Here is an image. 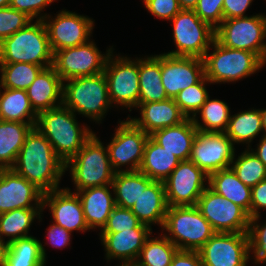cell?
I'll use <instances>...</instances> for the list:
<instances>
[{
  "instance_id": "cell-42",
  "label": "cell",
  "mask_w": 266,
  "mask_h": 266,
  "mask_svg": "<svg viewBox=\"0 0 266 266\" xmlns=\"http://www.w3.org/2000/svg\"><path fill=\"white\" fill-rule=\"evenodd\" d=\"M31 21L25 13L14 8H0V42L25 28Z\"/></svg>"
},
{
  "instance_id": "cell-30",
  "label": "cell",
  "mask_w": 266,
  "mask_h": 266,
  "mask_svg": "<svg viewBox=\"0 0 266 266\" xmlns=\"http://www.w3.org/2000/svg\"><path fill=\"white\" fill-rule=\"evenodd\" d=\"M36 124L0 120V169L11 168L27 134Z\"/></svg>"
},
{
  "instance_id": "cell-58",
  "label": "cell",
  "mask_w": 266,
  "mask_h": 266,
  "mask_svg": "<svg viewBox=\"0 0 266 266\" xmlns=\"http://www.w3.org/2000/svg\"><path fill=\"white\" fill-rule=\"evenodd\" d=\"M144 1V5L149 1V0H143Z\"/></svg>"
},
{
  "instance_id": "cell-20",
  "label": "cell",
  "mask_w": 266,
  "mask_h": 266,
  "mask_svg": "<svg viewBox=\"0 0 266 266\" xmlns=\"http://www.w3.org/2000/svg\"><path fill=\"white\" fill-rule=\"evenodd\" d=\"M71 189H57L43 193V209L49 207L53 222L69 232L90 230L84 217L83 208L78 195Z\"/></svg>"
},
{
  "instance_id": "cell-49",
  "label": "cell",
  "mask_w": 266,
  "mask_h": 266,
  "mask_svg": "<svg viewBox=\"0 0 266 266\" xmlns=\"http://www.w3.org/2000/svg\"><path fill=\"white\" fill-rule=\"evenodd\" d=\"M170 266H203L199 251L177 250Z\"/></svg>"
},
{
  "instance_id": "cell-28",
  "label": "cell",
  "mask_w": 266,
  "mask_h": 266,
  "mask_svg": "<svg viewBox=\"0 0 266 266\" xmlns=\"http://www.w3.org/2000/svg\"><path fill=\"white\" fill-rule=\"evenodd\" d=\"M179 163L176 155L165 150L149 136L139 171L154 181L163 182Z\"/></svg>"
},
{
  "instance_id": "cell-24",
  "label": "cell",
  "mask_w": 266,
  "mask_h": 266,
  "mask_svg": "<svg viewBox=\"0 0 266 266\" xmlns=\"http://www.w3.org/2000/svg\"><path fill=\"white\" fill-rule=\"evenodd\" d=\"M110 187H112V184L75 192L81 201L85 221L89 229L99 227L102 230L115 208V198L111 195Z\"/></svg>"
},
{
  "instance_id": "cell-57",
  "label": "cell",
  "mask_w": 266,
  "mask_h": 266,
  "mask_svg": "<svg viewBox=\"0 0 266 266\" xmlns=\"http://www.w3.org/2000/svg\"><path fill=\"white\" fill-rule=\"evenodd\" d=\"M264 20V29H265V37H266V15H262Z\"/></svg>"
},
{
  "instance_id": "cell-36",
  "label": "cell",
  "mask_w": 266,
  "mask_h": 266,
  "mask_svg": "<svg viewBox=\"0 0 266 266\" xmlns=\"http://www.w3.org/2000/svg\"><path fill=\"white\" fill-rule=\"evenodd\" d=\"M200 113L202 123L196 117H193L195 127L201 132H225L230 120V108L224 101L219 99L207 98L206 102L202 105L201 109L197 112Z\"/></svg>"
},
{
  "instance_id": "cell-9",
  "label": "cell",
  "mask_w": 266,
  "mask_h": 266,
  "mask_svg": "<svg viewBox=\"0 0 266 266\" xmlns=\"http://www.w3.org/2000/svg\"><path fill=\"white\" fill-rule=\"evenodd\" d=\"M215 39L228 48L251 51L266 63L262 14L224 19L215 29Z\"/></svg>"
},
{
  "instance_id": "cell-10",
  "label": "cell",
  "mask_w": 266,
  "mask_h": 266,
  "mask_svg": "<svg viewBox=\"0 0 266 266\" xmlns=\"http://www.w3.org/2000/svg\"><path fill=\"white\" fill-rule=\"evenodd\" d=\"M113 51L109 54L104 75L108 84V94L111 105L119 104L126 108L138 106L139 98V59L135 61L126 56H116L114 59Z\"/></svg>"
},
{
  "instance_id": "cell-48",
  "label": "cell",
  "mask_w": 266,
  "mask_h": 266,
  "mask_svg": "<svg viewBox=\"0 0 266 266\" xmlns=\"http://www.w3.org/2000/svg\"><path fill=\"white\" fill-rule=\"evenodd\" d=\"M253 0H224L223 16L224 19L245 17V12L250 7Z\"/></svg>"
},
{
  "instance_id": "cell-56",
  "label": "cell",
  "mask_w": 266,
  "mask_h": 266,
  "mask_svg": "<svg viewBox=\"0 0 266 266\" xmlns=\"http://www.w3.org/2000/svg\"><path fill=\"white\" fill-rule=\"evenodd\" d=\"M120 266H143L140 263H138L137 261H133L124 265H120Z\"/></svg>"
},
{
  "instance_id": "cell-37",
  "label": "cell",
  "mask_w": 266,
  "mask_h": 266,
  "mask_svg": "<svg viewBox=\"0 0 266 266\" xmlns=\"http://www.w3.org/2000/svg\"><path fill=\"white\" fill-rule=\"evenodd\" d=\"M44 67L24 63H0V87L27 90Z\"/></svg>"
},
{
  "instance_id": "cell-33",
  "label": "cell",
  "mask_w": 266,
  "mask_h": 266,
  "mask_svg": "<svg viewBox=\"0 0 266 266\" xmlns=\"http://www.w3.org/2000/svg\"><path fill=\"white\" fill-rule=\"evenodd\" d=\"M45 251L36 237L19 238L9 243L4 266H45Z\"/></svg>"
},
{
  "instance_id": "cell-39",
  "label": "cell",
  "mask_w": 266,
  "mask_h": 266,
  "mask_svg": "<svg viewBox=\"0 0 266 266\" xmlns=\"http://www.w3.org/2000/svg\"><path fill=\"white\" fill-rule=\"evenodd\" d=\"M234 160L235 154L230 167L245 185L252 188L260 181L266 179V166L250 148L241 153L235 162Z\"/></svg>"
},
{
  "instance_id": "cell-32",
  "label": "cell",
  "mask_w": 266,
  "mask_h": 266,
  "mask_svg": "<svg viewBox=\"0 0 266 266\" xmlns=\"http://www.w3.org/2000/svg\"><path fill=\"white\" fill-rule=\"evenodd\" d=\"M3 89L4 92H0V120L36 124L38 114L31 106L27 91Z\"/></svg>"
},
{
  "instance_id": "cell-51",
  "label": "cell",
  "mask_w": 266,
  "mask_h": 266,
  "mask_svg": "<svg viewBox=\"0 0 266 266\" xmlns=\"http://www.w3.org/2000/svg\"><path fill=\"white\" fill-rule=\"evenodd\" d=\"M251 151L260 159V161L266 166V136L263 135L257 146V149Z\"/></svg>"
},
{
  "instance_id": "cell-16",
  "label": "cell",
  "mask_w": 266,
  "mask_h": 266,
  "mask_svg": "<svg viewBox=\"0 0 266 266\" xmlns=\"http://www.w3.org/2000/svg\"><path fill=\"white\" fill-rule=\"evenodd\" d=\"M44 15L42 21L53 54L58 50L78 46L90 40L94 25L91 18L66 10L60 11L53 19L47 14Z\"/></svg>"
},
{
  "instance_id": "cell-34",
  "label": "cell",
  "mask_w": 266,
  "mask_h": 266,
  "mask_svg": "<svg viewBox=\"0 0 266 266\" xmlns=\"http://www.w3.org/2000/svg\"><path fill=\"white\" fill-rule=\"evenodd\" d=\"M260 132H263L260 109H251L230 115L225 134L235 143H250Z\"/></svg>"
},
{
  "instance_id": "cell-11",
  "label": "cell",
  "mask_w": 266,
  "mask_h": 266,
  "mask_svg": "<svg viewBox=\"0 0 266 266\" xmlns=\"http://www.w3.org/2000/svg\"><path fill=\"white\" fill-rule=\"evenodd\" d=\"M107 50L106 55L93 41L58 50L53 54V67L64 81L77 77L94 76L104 72L106 60L112 51Z\"/></svg>"
},
{
  "instance_id": "cell-8",
  "label": "cell",
  "mask_w": 266,
  "mask_h": 266,
  "mask_svg": "<svg viewBox=\"0 0 266 266\" xmlns=\"http://www.w3.org/2000/svg\"><path fill=\"white\" fill-rule=\"evenodd\" d=\"M171 21L177 50L164 54L203 58L215 40V29L193 10H181Z\"/></svg>"
},
{
  "instance_id": "cell-1",
  "label": "cell",
  "mask_w": 266,
  "mask_h": 266,
  "mask_svg": "<svg viewBox=\"0 0 266 266\" xmlns=\"http://www.w3.org/2000/svg\"><path fill=\"white\" fill-rule=\"evenodd\" d=\"M66 163L56 154L48 139L33 127L11 169L43 193L59 189Z\"/></svg>"
},
{
  "instance_id": "cell-41",
  "label": "cell",
  "mask_w": 266,
  "mask_h": 266,
  "mask_svg": "<svg viewBox=\"0 0 266 266\" xmlns=\"http://www.w3.org/2000/svg\"><path fill=\"white\" fill-rule=\"evenodd\" d=\"M133 228H150L142 224L129 208L115 206L101 232H120Z\"/></svg>"
},
{
  "instance_id": "cell-55",
  "label": "cell",
  "mask_w": 266,
  "mask_h": 266,
  "mask_svg": "<svg viewBox=\"0 0 266 266\" xmlns=\"http://www.w3.org/2000/svg\"><path fill=\"white\" fill-rule=\"evenodd\" d=\"M11 0H0V8L10 7Z\"/></svg>"
},
{
  "instance_id": "cell-29",
  "label": "cell",
  "mask_w": 266,
  "mask_h": 266,
  "mask_svg": "<svg viewBox=\"0 0 266 266\" xmlns=\"http://www.w3.org/2000/svg\"><path fill=\"white\" fill-rule=\"evenodd\" d=\"M138 103L168 99L161 81V54L139 59Z\"/></svg>"
},
{
  "instance_id": "cell-46",
  "label": "cell",
  "mask_w": 266,
  "mask_h": 266,
  "mask_svg": "<svg viewBox=\"0 0 266 266\" xmlns=\"http://www.w3.org/2000/svg\"><path fill=\"white\" fill-rule=\"evenodd\" d=\"M55 0H11L10 7L25 13L32 20H42L45 15H39L43 9Z\"/></svg>"
},
{
  "instance_id": "cell-38",
  "label": "cell",
  "mask_w": 266,
  "mask_h": 266,
  "mask_svg": "<svg viewBox=\"0 0 266 266\" xmlns=\"http://www.w3.org/2000/svg\"><path fill=\"white\" fill-rule=\"evenodd\" d=\"M178 248L163 234L160 238H147L137 262L143 266H170Z\"/></svg>"
},
{
  "instance_id": "cell-5",
  "label": "cell",
  "mask_w": 266,
  "mask_h": 266,
  "mask_svg": "<svg viewBox=\"0 0 266 266\" xmlns=\"http://www.w3.org/2000/svg\"><path fill=\"white\" fill-rule=\"evenodd\" d=\"M162 229L179 250L188 251H199L216 233L196 206H168Z\"/></svg>"
},
{
  "instance_id": "cell-3",
  "label": "cell",
  "mask_w": 266,
  "mask_h": 266,
  "mask_svg": "<svg viewBox=\"0 0 266 266\" xmlns=\"http://www.w3.org/2000/svg\"><path fill=\"white\" fill-rule=\"evenodd\" d=\"M17 62L44 68L53 66V52L42 20L30 22L25 28L0 42V63Z\"/></svg>"
},
{
  "instance_id": "cell-12",
  "label": "cell",
  "mask_w": 266,
  "mask_h": 266,
  "mask_svg": "<svg viewBox=\"0 0 266 266\" xmlns=\"http://www.w3.org/2000/svg\"><path fill=\"white\" fill-rule=\"evenodd\" d=\"M196 207L215 232H247L250 217L239 205L213 191L209 186L199 197Z\"/></svg>"
},
{
  "instance_id": "cell-53",
  "label": "cell",
  "mask_w": 266,
  "mask_h": 266,
  "mask_svg": "<svg viewBox=\"0 0 266 266\" xmlns=\"http://www.w3.org/2000/svg\"><path fill=\"white\" fill-rule=\"evenodd\" d=\"M178 2L182 10H194L198 0H178Z\"/></svg>"
},
{
  "instance_id": "cell-22",
  "label": "cell",
  "mask_w": 266,
  "mask_h": 266,
  "mask_svg": "<svg viewBox=\"0 0 266 266\" xmlns=\"http://www.w3.org/2000/svg\"><path fill=\"white\" fill-rule=\"evenodd\" d=\"M137 108H140L141 118H131L130 120L148 135L156 130L180 124L187 118L173 98L138 103Z\"/></svg>"
},
{
  "instance_id": "cell-40",
  "label": "cell",
  "mask_w": 266,
  "mask_h": 266,
  "mask_svg": "<svg viewBox=\"0 0 266 266\" xmlns=\"http://www.w3.org/2000/svg\"><path fill=\"white\" fill-rule=\"evenodd\" d=\"M207 82L209 83L204 76L198 83L183 89L174 97L175 103L187 118L196 117L197 112L209 97L205 87Z\"/></svg>"
},
{
  "instance_id": "cell-54",
  "label": "cell",
  "mask_w": 266,
  "mask_h": 266,
  "mask_svg": "<svg viewBox=\"0 0 266 266\" xmlns=\"http://www.w3.org/2000/svg\"><path fill=\"white\" fill-rule=\"evenodd\" d=\"M260 115H261V122H262V129L264 131L266 136V109H260Z\"/></svg>"
},
{
  "instance_id": "cell-35",
  "label": "cell",
  "mask_w": 266,
  "mask_h": 266,
  "mask_svg": "<svg viewBox=\"0 0 266 266\" xmlns=\"http://www.w3.org/2000/svg\"><path fill=\"white\" fill-rule=\"evenodd\" d=\"M43 208L14 209L0 214V237L7 236L8 243L28 235L35 217L41 218Z\"/></svg>"
},
{
  "instance_id": "cell-2",
  "label": "cell",
  "mask_w": 266,
  "mask_h": 266,
  "mask_svg": "<svg viewBox=\"0 0 266 266\" xmlns=\"http://www.w3.org/2000/svg\"><path fill=\"white\" fill-rule=\"evenodd\" d=\"M76 114L63 104L38 114L36 128L48 139L56 154L67 163L94 134L80 127Z\"/></svg>"
},
{
  "instance_id": "cell-14",
  "label": "cell",
  "mask_w": 266,
  "mask_h": 266,
  "mask_svg": "<svg viewBox=\"0 0 266 266\" xmlns=\"http://www.w3.org/2000/svg\"><path fill=\"white\" fill-rule=\"evenodd\" d=\"M209 181L202 169L191 160L180 161L170 176L163 181L168 206H196Z\"/></svg>"
},
{
  "instance_id": "cell-19",
  "label": "cell",
  "mask_w": 266,
  "mask_h": 266,
  "mask_svg": "<svg viewBox=\"0 0 266 266\" xmlns=\"http://www.w3.org/2000/svg\"><path fill=\"white\" fill-rule=\"evenodd\" d=\"M42 202L43 192L34 184L11 168L0 169V214L19 208H43Z\"/></svg>"
},
{
  "instance_id": "cell-18",
  "label": "cell",
  "mask_w": 266,
  "mask_h": 266,
  "mask_svg": "<svg viewBox=\"0 0 266 266\" xmlns=\"http://www.w3.org/2000/svg\"><path fill=\"white\" fill-rule=\"evenodd\" d=\"M205 76L204 62L198 57L161 54V81L168 98L198 83Z\"/></svg>"
},
{
  "instance_id": "cell-21",
  "label": "cell",
  "mask_w": 266,
  "mask_h": 266,
  "mask_svg": "<svg viewBox=\"0 0 266 266\" xmlns=\"http://www.w3.org/2000/svg\"><path fill=\"white\" fill-rule=\"evenodd\" d=\"M151 230L152 228H133L120 232H101L106 259H120L121 265L137 261L146 239L152 234Z\"/></svg>"
},
{
  "instance_id": "cell-7",
  "label": "cell",
  "mask_w": 266,
  "mask_h": 266,
  "mask_svg": "<svg viewBox=\"0 0 266 266\" xmlns=\"http://www.w3.org/2000/svg\"><path fill=\"white\" fill-rule=\"evenodd\" d=\"M76 187V192L112 184L113 171L107 148L93 134L83 147L66 163Z\"/></svg>"
},
{
  "instance_id": "cell-26",
  "label": "cell",
  "mask_w": 266,
  "mask_h": 266,
  "mask_svg": "<svg viewBox=\"0 0 266 266\" xmlns=\"http://www.w3.org/2000/svg\"><path fill=\"white\" fill-rule=\"evenodd\" d=\"M167 208L164 183L153 180L130 209L142 224L151 228L152 224L163 227Z\"/></svg>"
},
{
  "instance_id": "cell-13",
  "label": "cell",
  "mask_w": 266,
  "mask_h": 266,
  "mask_svg": "<svg viewBox=\"0 0 266 266\" xmlns=\"http://www.w3.org/2000/svg\"><path fill=\"white\" fill-rule=\"evenodd\" d=\"M149 136L142 129L138 128L130 120V117L126 121H120L112 141L106 147L111 167L115 173L139 170ZM127 164L130 167H127L126 170L119 169Z\"/></svg>"
},
{
  "instance_id": "cell-31",
  "label": "cell",
  "mask_w": 266,
  "mask_h": 266,
  "mask_svg": "<svg viewBox=\"0 0 266 266\" xmlns=\"http://www.w3.org/2000/svg\"><path fill=\"white\" fill-rule=\"evenodd\" d=\"M153 180L141 171H122L114 174L112 187L115 204L123 208H131L138 200L141 192Z\"/></svg>"
},
{
  "instance_id": "cell-6",
  "label": "cell",
  "mask_w": 266,
  "mask_h": 266,
  "mask_svg": "<svg viewBox=\"0 0 266 266\" xmlns=\"http://www.w3.org/2000/svg\"><path fill=\"white\" fill-rule=\"evenodd\" d=\"M62 104L74 113L78 112L99 123L111 107L104 72L64 81Z\"/></svg>"
},
{
  "instance_id": "cell-43",
  "label": "cell",
  "mask_w": 266,
  "mask_h": 266,
  "mask_svg": "<svg viewBox=\"0 0 266 266\" xmlns=\"http://www.w3.org/2000/svg\"><path fill=\"white\" fill-rule=\"evenodd\" d=\"M260 215L250 218L248 227V239H249V250H253L254 263L260 264L266 262V222L265 224L258 225Z\"/></svg>"
},
{
  "instance_id": "cell-17",
  "label": "cell",
  "mask_w": 266,
  "mask_h": 266,
  "mask_svg": "<svg viewBox=\"0 0 266 266\" xmlns=\"http://www.w3.org/2000/svg\"><path fill=\"white\" fill-rule=\"evenodd\" d=\"M203 266H247L250 259L247 232H216L199 250Z\"/></svg>"
},
{
  "instance_id": "cell-23",
  "label": "cell",
  "mask_w": 266,
  "mask_h": 266,
  "mask_svg": "<svg viewBox=\"0 0 266 266\" xmlns=\"http://www.w3.org/2000/svg\"><path fill=\"white\" fill-rule=\"evenodd\" d=\"M26 91L37 114L63 103V80L53 66L44 68Z\"/></svg>"
},
{
  "instance_id": "cell-45",
  "label": "cell",
  "mask_w": 266,
  "mask_h": 266,
  "mask_svg": "<svg viewBox=\"0 0 266 266\" xmlns=\"http://www.w3.org/2000/svg\"><path fill=\"white\" fill-rule=\"evenodd\" d=\"M145 7L155 17L169 21L182 10L178 0H149Z\"/></svg>"
},
{
  "instance_id": "cell-44",
  "label": "cell",
  "mask_w": 266,
  "mask_h": 266,
  "mask_svg": "<svg viewBox=\"0 0 266 266\" xmlns=\"http://www.w3.org/2000/svg\"><path fill=\"white\" fill-rule=\"evenodd\" d=\"M223 2L224 0H198L193 11L202 21L216 29L224 20Z\"/></svg>"
},
{
  "instance_id": "cell-15",
  "label": "cell",
  "mask_w": 266,
  "mask_h": 266,
  "mask_svg": "<svg viewBox=\"0 0 266 266\" xmlns=\"http://www.w3.org/2000/svg\"><path fill=\"white\" fill-rule=\"evenodd\" d=\"M235 148L225 132L198 131L189 157L207 175L229 168L234 159Z\"/></svg>"
},
{
  "instance_id": "cell-27",
  "label": "cell",
  "mask_w": 266,
  "mask_h": 266,
  "mask_svg": "<svg viewBox=\"0 0 266 266\" xmlns=\"http://www.w3.org/2000/svg\"><path fill=\"white\" fill-rule=\"evenodd\" d=\"M208 186L216 193L242 207L250 217L251 187L245 185L231 167L211 173Z\"/></svg>"
},
{
  "instance_id": "cell-25",
  "label": "cell",
  "mask_w": 266,
  "mask_h": 266,
  "mask_svg": "<svg viewBox=\"0 0 266 266\" xmlns=\"http://www.w3.org/2000/svg\"><path fill=\"white\" fill-rule=\"evenodd\" d=\"M197 132L192 118H186L180 124L154 131L150 137L180 161H184L189 160Z\"/></svg>"
},
{
  "instance_id": "cell-47",
  "label": "cell",
  "mask_w": 266,
  "mask_h": 266,
  "mask_svg": "<svg viewBox=\"0 0 266 266\" xmlns=\"http://www.w3.org/2000/svg\"><path fill=\"white\" fill-rule=\"evenodd\" d=\"M259 209H266V179L251 188L250 218L259 216Z\"/></svg>"
},
{
  "instance_id": "cell-50",
  "label": "cell",
  "mask_w": 266,
  "mask_h": 266,
  "mask_svg": "<svg viewBox=\"0 0 266 266\" xmlns=\"http://www.w3.org/2000/svg\"><path fill=\"white\" fill-rule=\"evenodd\" d=\"M47 231L48 241L55 248H64L65 246L69 245L71 239V232L67 231L66 229L60 227L55 223L50 225Z\"/></svg>"
},
{
  "instance_id": "cell-52",
  "label": "cell",
  "mask_w": 266,
  "mask_h": 266,
  "mask_svg": "<svg viewBox=\"0 0 266 266\" xmlns=\"http://www.w3.org/2000/svg\"><path fill=\"white\" fill-rule=\"evenodd\" d=\"M9 243L0 237V266H4Z\"/></svg>"
},
{
  "instance_id": "cell-4",
  "label": "cell",
  "mask_w": 266,
  "mask_h": 266,
  "mask_svg": "<svg viewBox=\"0 0 266 266\" xmlns=\"http://www.w3.org/2000/svg\"><path fill=\"white\" fill-rule=\"evenodd\" d=\"M203 59L206 79L212 83L234 82L259 71L266 63L255 53L232 49L221 45L216 39Z\"/></svg>"
}]
</instances>
